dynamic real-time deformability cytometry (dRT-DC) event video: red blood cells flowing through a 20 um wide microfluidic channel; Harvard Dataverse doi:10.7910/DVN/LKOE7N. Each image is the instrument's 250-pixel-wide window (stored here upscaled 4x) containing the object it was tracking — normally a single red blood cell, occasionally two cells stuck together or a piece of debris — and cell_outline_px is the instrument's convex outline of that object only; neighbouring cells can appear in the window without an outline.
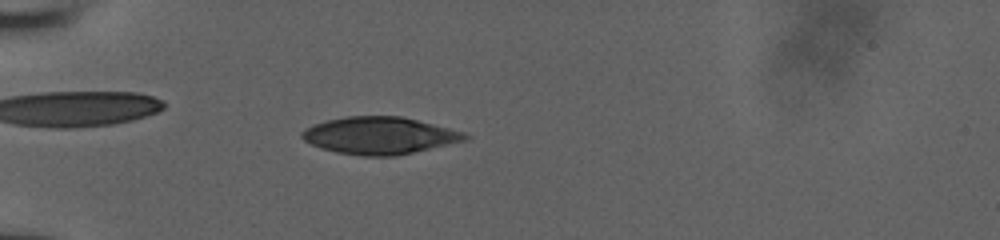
{"species": "human", "species_latin": "Homo sapiens", "temperature_condition": "room temperature", "stored_images_in_passage": 45, "camera_frame_rate_fps": 3000, "um_per_image_px": 0.085, "donor": {"sex": "male"}, "frame": {"image": 1, "passage_image": 10, "time_ms": 3.0, "image_size_px": [1000, 240], "cell_outline_px": [[472, 136], [468, 140], [396, 156], [364, 156], [336, 152], [320, 148], [304, 140], [300, 136], [300, 132], [316, 124], [328, 120], [348, 116], [404, 116], [464, 132]], "centroid_in_image_um": [32.31, 11.52], "position_along_channel_um": 52.7, "area_um2": 35.32}}
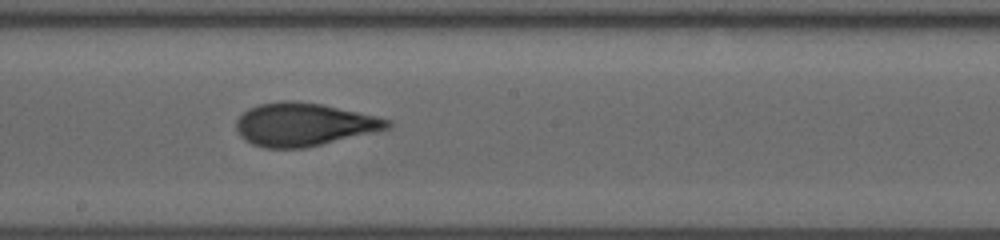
{"frame": {"image": 2, "passage_image": 24, "time_ms": 7.667, "image_size_px": [1000, 240], "cell_outline_px": [[392, 128], [304, 148], [264, 148], [252, 144], [244, 140], [240, 136], [236, 128], [236, 120], [248, 108], [260, 104], [280, 100], [288, 100], [320, 104], [376, 116], [392, 120]], "centroid_in_image_um": [25.81, 10.58], "position_along_channel_um": 222.4, "area_um2": 37.86}}
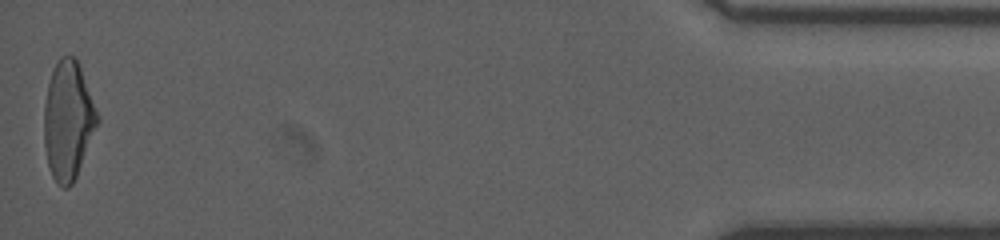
{"frame": {"image": 3, "passage_image": 45, "time_ms": 14.667, "image_size_px": [1000, 240], "cell_outline_px": [[100, 120], [76, 176], [72, 184], [68, 188], [64, 188], [56, 184], [52, 176], [48, 164], [44, 144], [44, 104], [48, 84], [52, 72], [60, 56], [72, 56], [76, 60], [80, 68], [100, 116]], "centroid_in_image_um": [5.79, 10.26], "position_along_channel_um": 429.4, "area_um2": 36.65}}